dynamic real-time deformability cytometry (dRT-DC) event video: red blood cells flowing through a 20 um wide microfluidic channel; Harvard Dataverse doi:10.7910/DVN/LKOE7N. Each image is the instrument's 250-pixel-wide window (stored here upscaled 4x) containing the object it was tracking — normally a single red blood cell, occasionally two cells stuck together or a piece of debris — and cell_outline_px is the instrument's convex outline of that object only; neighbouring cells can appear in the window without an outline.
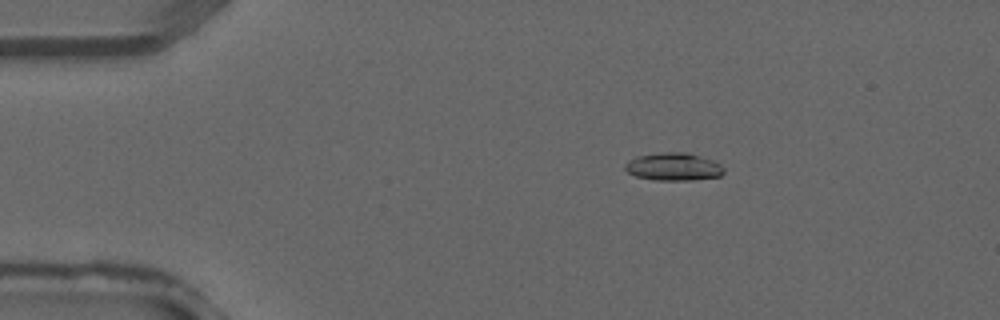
{"species": "common noctule bat (a hibernating species)", "species_latin": "Nyctalus noctula", "temperature_condition": "warm", "stored_images_in_passage": 37, "camera_frame_rate_fps": 3000, "um_per_image_px": 0.085, "animal": {"sex": "male", "forearm_length_mm": 52.5}, "frame": {"image": 1, "passage_image": 5, "time_ms": 1.333, "image_size_px": [1000, 320], "cell_outline_px": [[724, 172], [720, 176], [692, 180], [656, 180], [636, 176], [628, 172], [624, 168], [624, 164], [628, 160], [636, 156], [660, 152], [688, 152], [712, 160], [720, 164], [724, 168]], "centroid_in_image_um": [57.23, 14.16], "position_along_channel_um": 27.8, "area_um2": 16.07}}
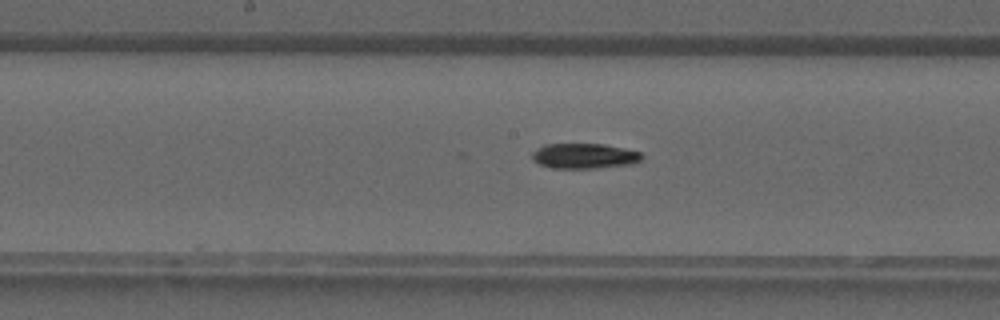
{"frame": {"image": 2, "passage_image": 18, "time_ms": 5.667, "image_size_px": [1000, 320], "cell_outline_px": [[644, 156], [636, 164], [596, 168], [552, 168], [540, 164], [532, 160], [532, 152], [544, 144], [604, 144], [624, 148], [640, 152]], "centroid_in_image_um": [49.69, 13.26], "position_along_channel_um": 198.5, "area_um2": 16.24}}
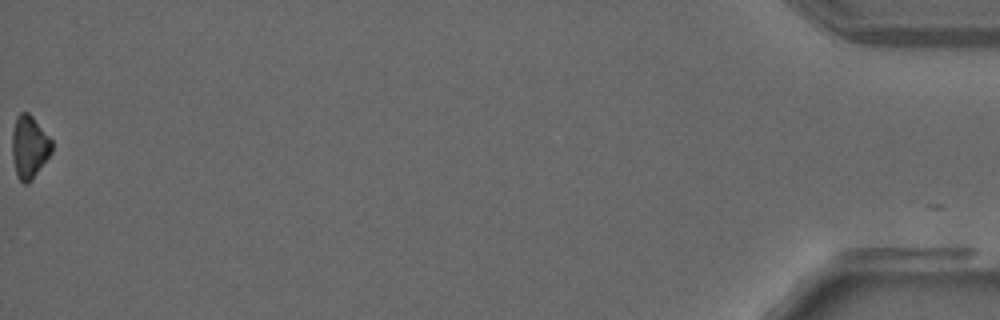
{"frame": {"image": 3, "passage_image": 37, "time_ms": 12.0, "image_size_px": [1000, 320], "cell_outline_px": [[52, 152], [32, 180], [24, 184], [16, 176], [12, 156], [12, 132], [16, 116], [20, 112], [28, 112], [32, 116], [52, 140]], "centroid_in_image_um": [2.48, 12.49], "position_along_channel_um": 432.7, "area_um2": 14.57}}